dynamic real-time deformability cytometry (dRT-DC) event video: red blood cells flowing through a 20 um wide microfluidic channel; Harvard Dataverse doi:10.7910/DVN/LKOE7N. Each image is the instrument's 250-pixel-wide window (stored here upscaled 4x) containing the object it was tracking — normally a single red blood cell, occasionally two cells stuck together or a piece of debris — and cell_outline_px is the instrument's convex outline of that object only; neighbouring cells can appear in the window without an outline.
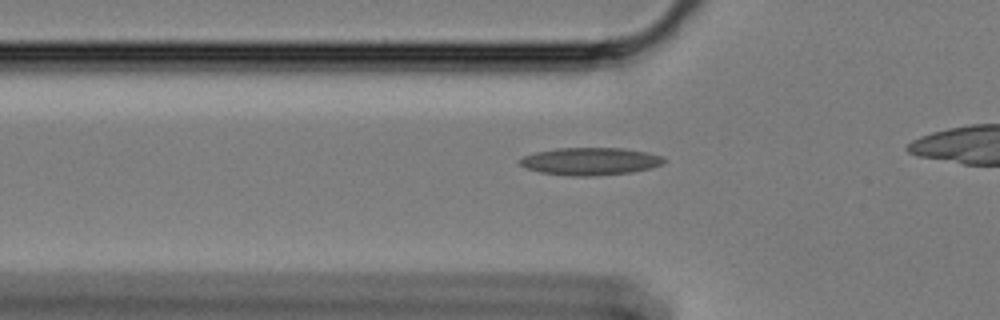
{"species": "Egyptian fruit bat (a non-hibernating species)", "species_latin": "Rousettus aegyptiacus", "temperature_condition": "cold", "stored_images_in_passage": 35, "camera_frame_rate_fps": 3000, "um_per_image_px": 0.085, "animal": {"sex": "female"}, "frame": {"image": 1, "passage_image": 6, "time_ms": 1.667, "image_size_px": [1000, 320], "cell_outline_px": [[668, 160], [664, 164], [652, 168], [632, 172], [596, 176], [572, 176], [540, 172], [528, 168], [520, 164], [516, 160], [524, 156], [536, 152], [556, 148], [624, 148], [648, 152], [664, 156]], "centroid_in_image_um": [50.24, 13.71], "position_along_channel_um": 75.6, "area_um2": 23.41}}
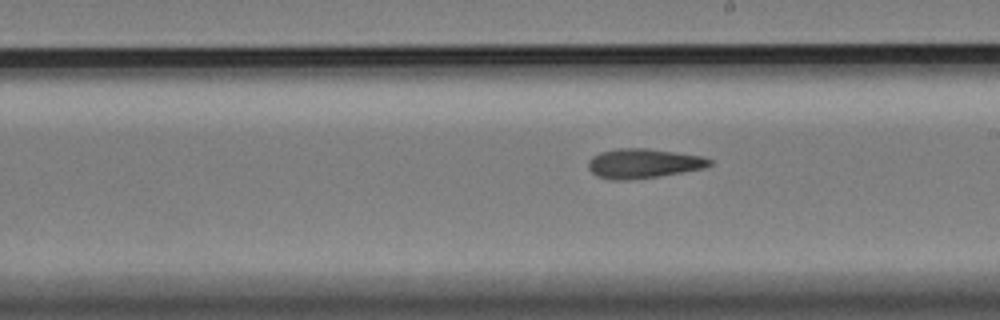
{"frame": {"image": 2, "passage_image": 20, "time_ms": 6.333, "image_size_px": [1000, 320], "cell_outline_px": [[712, 164], [704, 168], [660, 176], [628, 180], [612, 180], [596, 176], [588, 168], [588, 160], [592, 156], [600, 152], [616, 148], [648, 148], [700, 156], [712, 160]], "centroid_in_image_um": [54.64, 13.89], "position_along_channel_um": 234.4, "area_um2": 20.92}}
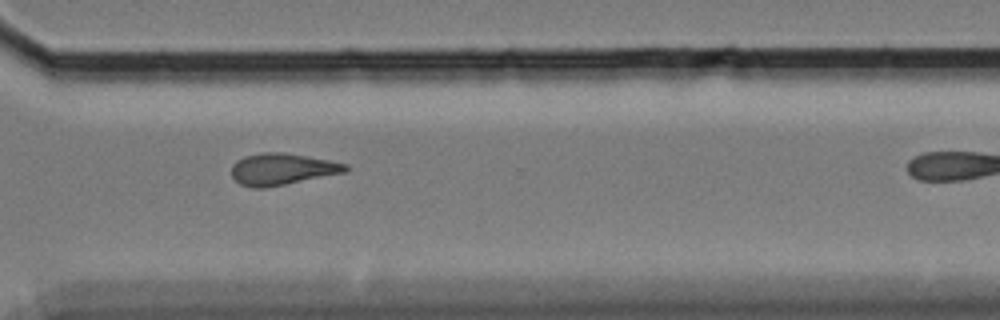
{"frame": {"image": 3, "passage_image": 30, "time_ms": 9.667, "image_size_px": [1000, 320], "cell_outline_px": [[348, 172], [264, 188], [252, 188], [240, 184], [232, 176], [232, 164], [236, 160], [244, 156], [260, 152], [284, 152], [328, 160], [348, 164]], "centroid_in_image_um": [23.97, 14.37], "position_along_channel_um": 346.6, "area_um2": 21.1}}